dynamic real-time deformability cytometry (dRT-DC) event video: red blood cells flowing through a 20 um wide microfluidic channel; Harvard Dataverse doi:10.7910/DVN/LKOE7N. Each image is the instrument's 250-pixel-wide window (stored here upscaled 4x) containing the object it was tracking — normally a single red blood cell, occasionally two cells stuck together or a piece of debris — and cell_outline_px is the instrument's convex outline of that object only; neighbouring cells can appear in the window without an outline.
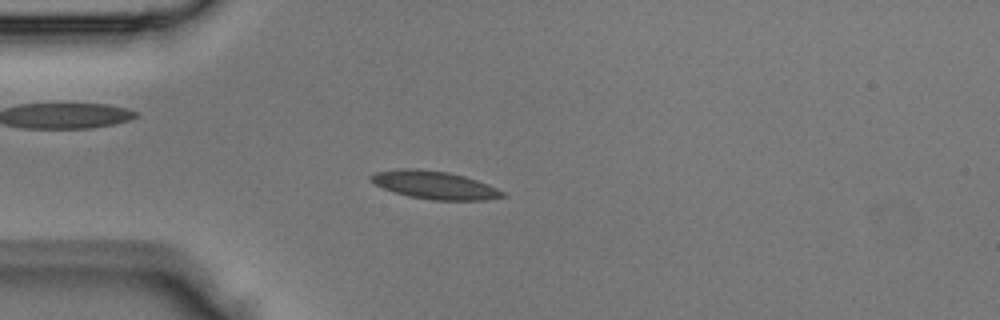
{"species": "Egyptian fruit bat (a non-hibernating species)", "species_latin": "Rousettus aegyptiacus", "temperature_condition": "room temperature", "stored_images_in_passage": 34, "camera_frame_rate_fps": 3000, "um_per_image_px": 0.085, "animal": {"sex": "male"}, "frame": {"image": 1, "passage_image": 2, "time_ms": 0.333, "image_size_px": [1000, 320], "cell_outline_px": [[508, 196], [484, 200], [432, 200], [408, 196], [384, 188], [376, 184], [368, 176], [376, 172], [400, 168], [416, 168], [448, 172], [464, 176], [488, 184], [504, 192]], "centroid_in_image_um": [36.96, 15.72], "position_along_channel_um": 48.0, "area_um2": 21.33}}
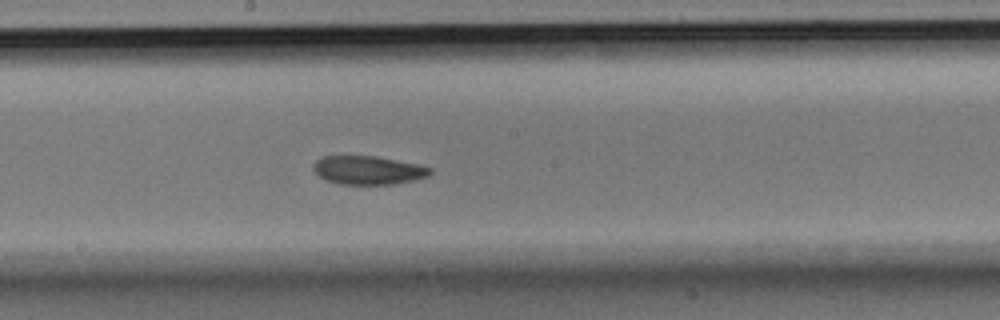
{"frame": {"image": 2, "passage_image": 14, "time_ms": 4.333, "image_size_px": [1000, 320], "cell_outline_px": [[432, 172], [428, 176], [416, 180], [392, 184], [340, 184], [328, 180], [320, 176], [312, 168], [312, 164], [316, 160], [324, 156], [376, 156], [416, 164], [432, 168]], "centroid_in_image_um": [31.3, 14.46], "position_along_channel_um": 216.9, "area_um2": 19.31}}
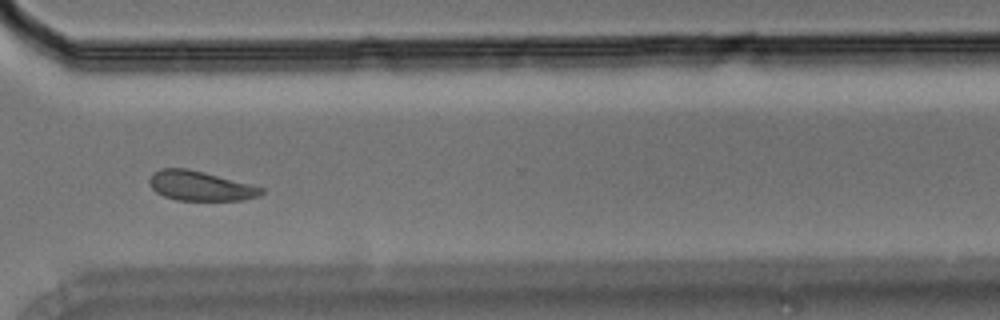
{"frame": {"image": 3, "passage_image": 23, "time_ms": 7.333, "image_size_px": [1000, 320], "cell_outline_px": [[264, 192], [256, 196], [244, 200], [176, 200], [164, 196], [156, 192], [148, 184], [148, 180], [152, 172], [160, 168], [188, 168], [204, 172], [264, 188]], "centroid_in_image_um": [16.95, 15.79], "position_along_channel_um": 353.6, "area_um2": 19.31}}